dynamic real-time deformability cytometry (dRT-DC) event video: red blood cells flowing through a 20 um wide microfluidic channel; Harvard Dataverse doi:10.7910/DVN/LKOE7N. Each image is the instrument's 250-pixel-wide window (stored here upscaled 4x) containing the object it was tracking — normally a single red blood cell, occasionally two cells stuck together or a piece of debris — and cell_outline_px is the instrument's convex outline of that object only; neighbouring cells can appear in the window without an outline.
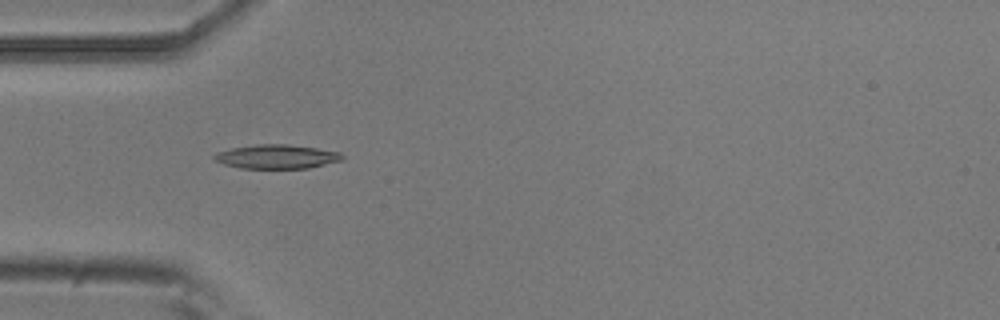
{"species": "common noctule bat (a hibernating species)", "species_latin": "Nyctalus noctula", "temperature_condition": "room temperature", "stored_images_in_passage": 4, "camera_frame_rate_fps": 3000, "um_per_image_px": 0.085, "animal": {"sex": "male", "body_mass_g": 20.5, "forearm_length_mm": 52.5}, "frame": {"image": 1, "passage_image": 3, "time_ms": 2.333, "image_size_px": [1000, 320], "cell_outline_px": [[344, 160], [308, 168], [240, 168], [224, 164], [216, 160], [212, 156], [216, 152], [232, 148], [256, 144], [288, 144], [316, 148], [340, 152], [344, 156]], "centroid_in_image_um": [23.54, 13.31], "position_along_channel_um": 61.5, "area_um2": 17.92}}
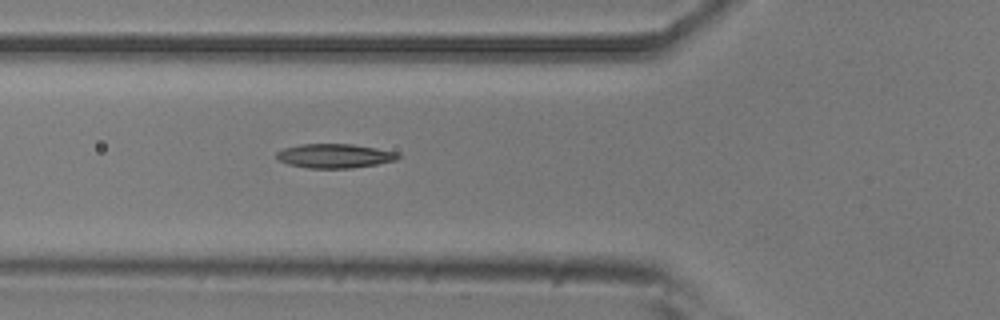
{"frame": {"image": 2, "passage_image": 4, "time_ms": 3.333, "image_size_px": [1000, 320], "cell_outline_px": [[400, 156], [396, 160], [376, 164], [352, 168], [308, 168], [288, 164], [280, 160], [276, 156], [276, 152], [284, 148], [300, 144], [352, 144], [400, 152]], "centroid_in_image_um": [28.46, 13.24], "position_along_channel_um": 97.3, "area_um2": 17.11}}